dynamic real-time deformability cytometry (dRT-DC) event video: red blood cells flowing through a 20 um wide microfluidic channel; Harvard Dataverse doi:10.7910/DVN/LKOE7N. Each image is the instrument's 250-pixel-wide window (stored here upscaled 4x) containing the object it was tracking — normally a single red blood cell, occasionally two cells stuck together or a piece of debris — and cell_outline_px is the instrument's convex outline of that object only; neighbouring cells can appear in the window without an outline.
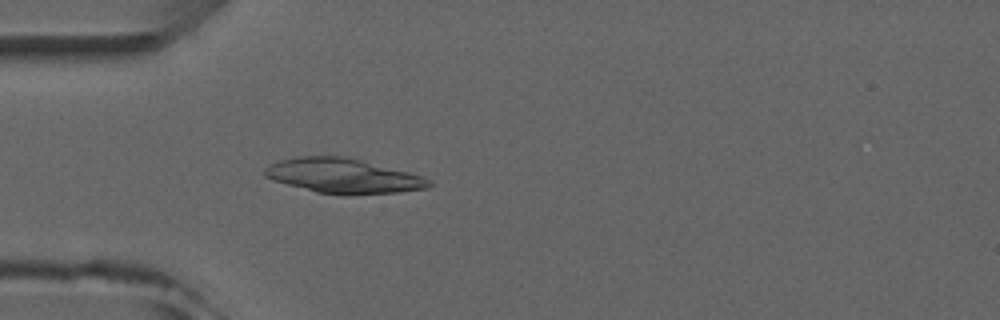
{"species": "common noctule bat (a hibernating species)", "species_latin": "Nyctalus noctula", "temperature_condition": "room temperature", "stored_images_in_passage": 5, "camera_frame_rate_fps": 3000, "um_per_image_px": 0.085, "animal": {"sex": "male", "forearm_length_mm": 52.5}, "frame": {"image": 1, "passage_image": 5, "time_ms": 4.667, "image_size_px": [1000, 320], "cell_outline_px": [[432, 184], [428, 188], [396, 192], [316, 192], [272, 180], [264, 176], [264, 168], [268, 164], [280, 160], [296, 156], [348, 156], [424, 176]], "centroid_in_image_um": [29.12, 14.89], "position_along_channel_um": 55.9, "area_um2": 32.43}}